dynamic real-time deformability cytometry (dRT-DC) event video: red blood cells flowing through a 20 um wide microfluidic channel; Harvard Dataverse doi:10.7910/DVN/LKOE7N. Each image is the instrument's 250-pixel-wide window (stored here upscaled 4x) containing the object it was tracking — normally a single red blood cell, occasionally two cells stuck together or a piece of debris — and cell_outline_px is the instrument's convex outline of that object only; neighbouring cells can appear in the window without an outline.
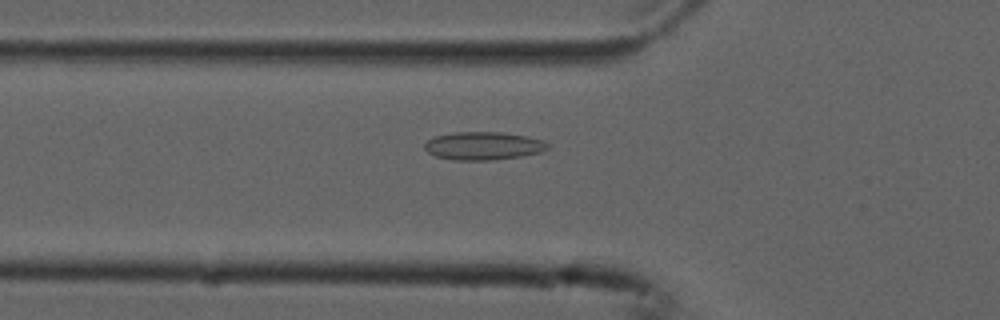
{"species": "common noctule bat (a hibernating species)", "species_latin": "Nyctalus noctula", "temperature_condition": "cold", "stored_images_in_passage": 51, "camera_frame_rate_fps": 3000, "um_per_image_px": 0.085, "animal": {"sex": "male", "forearm_length_mm": 52.5}, "frame": {"image": 1, "passage_image": 15, "time_ms": 4.667, "image_size_px": [1000, 320], "cell_outline_px": [[548, 148], [540, 152], [520, 156], [492, 160], [452, 160], [436, 156], [428, 152], [424, 148], [424, 144], [428, 140], [436, 136], [456, 132], [500, 132], [528, 136], [544, 140], [548, 144]], "centroid_in_image_um": [41.08, 12.39], "position_along_channel_um": 84.7, "area_um2": 20.06}}
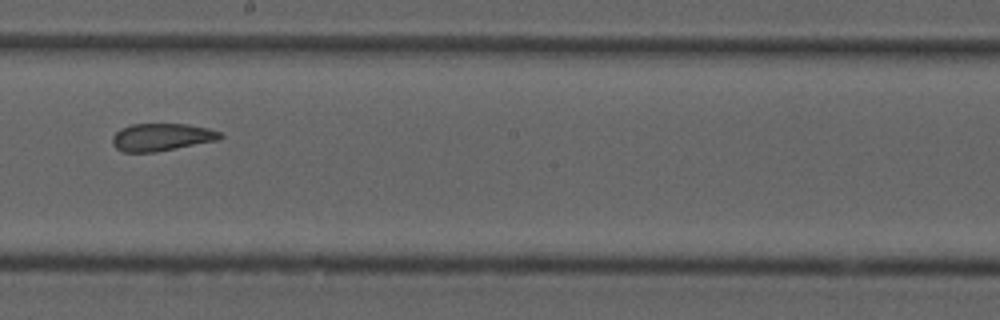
{"frame": {"image": 2, "passage_image": 27, "time_ms": 8.667, "image_size_px": [1000, 320], "cell_outline_px": [[224, 136], [220, 140], [156, 152], [124, 152], [116, 148], [112, 144], [112, 136], [120, 128], [132, 124], [188, 124], [208, 128], [220, 132]], "centroid_in_image_um": [13.75, 11.66], "position_along_channel_um": 234.5, "area_um2": 17.46}}
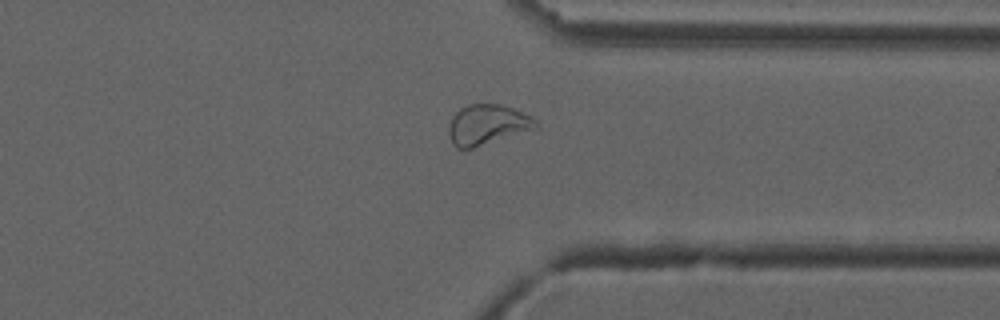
{"frame": {"image": 3, "passage_image": 38, "time_ms": 12.333, "image_size_px": [1000, 320], "cell_outline_px": [[536, 128], [472, 148], [456, 148], [452, 144], [448, 132], [448, 128], [452, 116], [460, 108], [468, 104], [500, 104], [512, 108], [536, 120]], "centroid_in_image_um": [41.35, 10.59], "position_along_channel_um": 370.0, "area_um2": 20.0}, "authors_computed_cell_mechanics": {"area_um2": 20.0566, "velocity_mm_per_s": 3.7362, "shape_relaxation_time_tau1_ms": null, "shape_relaxation_time_tau2_ms": 1.3421, "deformation_change_tau1": null, "deformation_change_tau2": 0.0671}}